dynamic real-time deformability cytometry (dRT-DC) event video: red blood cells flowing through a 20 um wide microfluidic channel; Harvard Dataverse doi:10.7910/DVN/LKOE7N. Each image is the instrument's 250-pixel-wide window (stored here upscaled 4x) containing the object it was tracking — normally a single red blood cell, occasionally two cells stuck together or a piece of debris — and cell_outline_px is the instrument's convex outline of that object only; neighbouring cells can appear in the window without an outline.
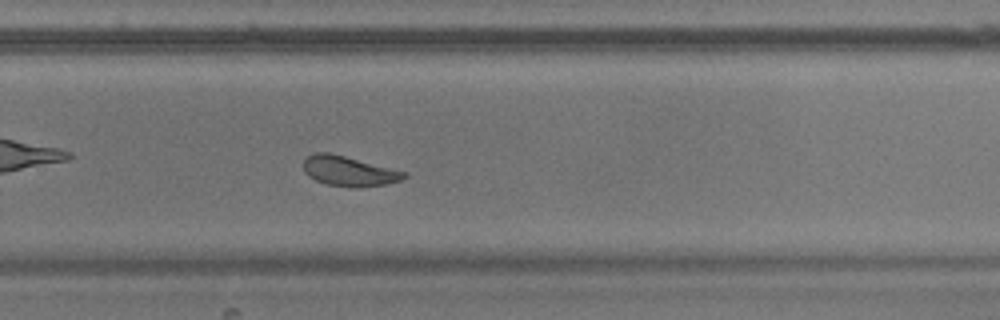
{"species": "common noctule bat (a hibernating species)", "species_latin": "Nyctalus noctula", "temperature_condition": "warm", "stored_images_in_passage": 42, "camera_frame_rate_fps": 3000, "um_per_image_px": 0.085, "animal": {"sex": "male", "body_mass_g": 17.9}, "frame": {"image": 1, "passage_image": 24, "time_ms": 7.667, "image_size_px": [1000, 320], "cell_outline_px": [[408, 176], [400, 180], [384, 184], [356, 188], [352, 188], [324, 184], [308, 176], [304, 172], [304, 160], [308, 156], [316, 152], [328, 152], [408, 172]], "centroid_in_image_um": [29.65, 14.55], "position_along_channel_um": 300.1, "area_um2": 17.57}, "authors_computed_cell_mechanics": {"area_um2": 18.2937, "velocity_mm_per_s": 3.6413, "shape_relaxation_time_tau1_ms": 6.6438, "shape_relaxation_time_tau2_ms": 4.2647, "deformation_change_tau1": 0.176, "deformation_change_tau2": 0.1077}}